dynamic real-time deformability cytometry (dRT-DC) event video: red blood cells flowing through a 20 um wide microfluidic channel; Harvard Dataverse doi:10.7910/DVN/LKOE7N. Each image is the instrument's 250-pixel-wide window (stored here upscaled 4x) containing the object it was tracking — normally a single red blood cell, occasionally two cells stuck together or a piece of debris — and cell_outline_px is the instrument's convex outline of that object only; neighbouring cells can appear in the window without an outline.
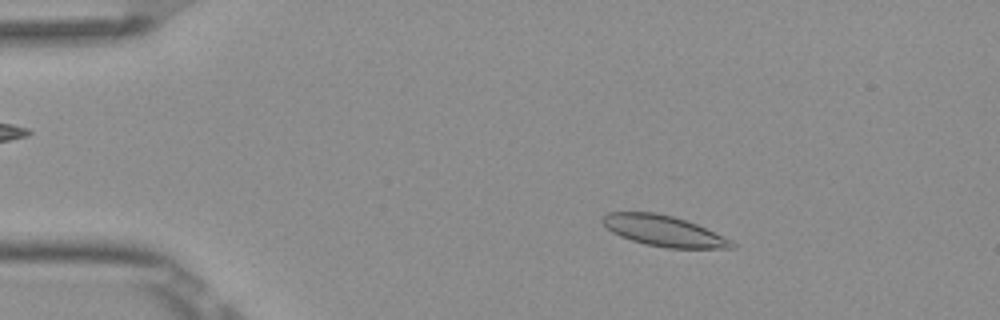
{"species": "Egyptian fruit bat (a non-hibernating species)", "species_latin": "Rousettus aegyptiacus", "temperature_condition": "room temperature", "stored_images_in_passage": 52, "camera_frame_rate_fps": 3000, "um_per_image_px": 0.085, "frame": {"image": 1, "passage_image": 9, "time_ms": 2.667, "image_size_px": [1000, 320], "cell_outline_px": [[736, 248], [668, 248], [644, 244], [620, 236], [612, 232], [600, 220], [608, 212], [656, 212], [672, 216], [696, 224], [732, 240], [736, 244]], "centroid_in_image_um": [56.41, 19.63], "position_along_channel_um": 28.6, "area_um2": 23.0}}
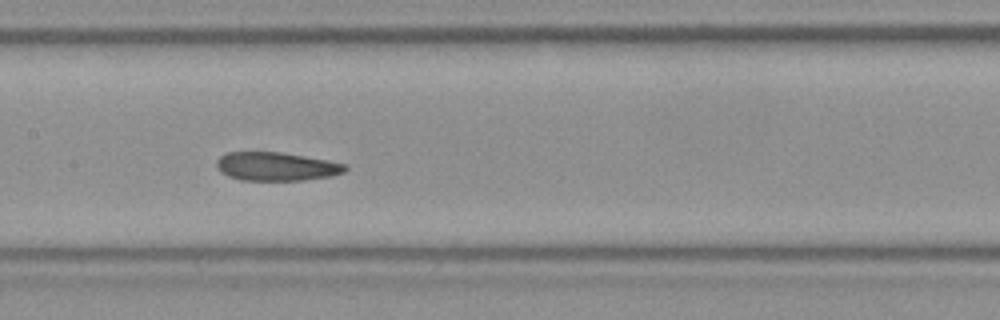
{"frame": {"image": 2, "passage_image": 26, "time_ms": 8.333, "image_size_px": [1000, 320], "cell_outline_px": [[348, 168], [344, 172], [332, 176], [304, 180], [240, 180], [228, 176], [220, 172], [216, 168], [216, 160], [220, 156], [228, 152], [280, 152], [328, 160], [348, 164]], "centroid_in_image_um": [23.49, 14.15], "position_along_channel_um": 183.9, "area_um2": 21.56}}
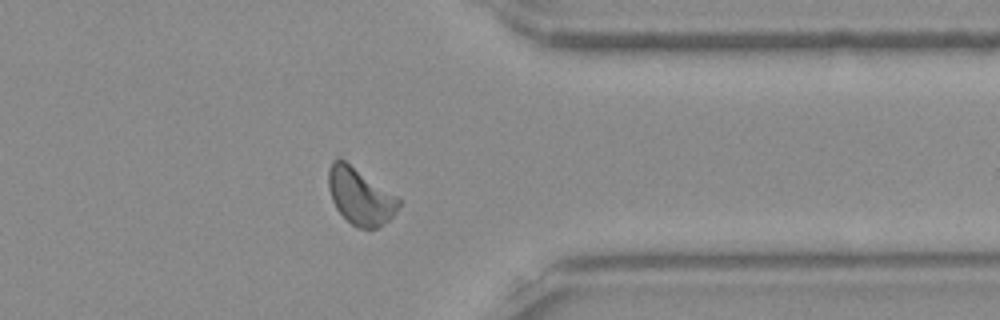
{"frame": {"image": 3, "passage_image": 42, "time_ms": 13.667, "image_size_px": [1000, 320], "cell_outline_px": [[400, 204], [396, 212], [384, 224], [376, 228], [356, 228], [336, 208], [332, 200], [328, 188], [328, 168], [332, 160], [336, 156], [344, 160], [396, 196], [400, 200]], "centroid_in_image_um": [30.58, 16.67], "position_along_channel_um": 380.8, "area_um2": 22.89}, "authors_computed_cell_mechanics": {"area_um2": 22.8888, "velocity_mm_per_s": 3.8458, "shape_relaxation_time_tau1_ms": 9.2297, "shape_relaxation_time_tau2_ms": 4.3442, "deformation_change_tau1": 0.1677, "deformation_change_tau2": 0.0991}}